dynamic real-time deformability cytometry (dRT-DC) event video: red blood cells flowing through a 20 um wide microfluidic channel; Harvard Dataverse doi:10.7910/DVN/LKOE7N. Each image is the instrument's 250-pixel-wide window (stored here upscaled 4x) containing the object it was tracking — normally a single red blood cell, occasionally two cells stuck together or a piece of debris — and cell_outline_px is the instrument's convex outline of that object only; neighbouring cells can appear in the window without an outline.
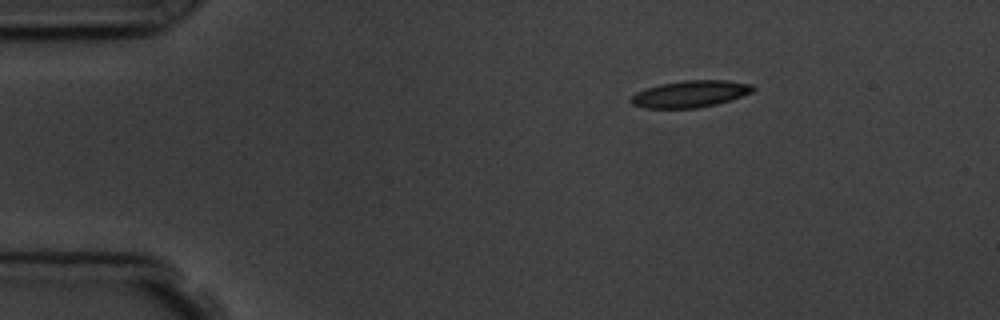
{"species": "common noctule bat (a hibernating species)", "species_latin": "Nyctalus noctula", "temperature_condition": "room temperature", "stored_images_in_passage": 3, "camera_frame_rate_fps": 3000, "um_per_image_px": 0.085, "animal": {"sex": "male", "body_mass_g": 19.5, "forearm_length_mm": 54.6}, "frame": {"image": 1, "passage_image": 1, "time_ms": 0.0, "image_size_px": [1000, 320], "cell_outline_px": [[756, 88], [752, 92], [716, 104], [696, 108], [644, 108], [632, 104], [628, 100], [636, 92], [660, 84], [684, 80], [728, 80], [752, 84]], "centroid_in_image_um": [58.66, 7.98], "position_along_channel_um": 26.3, "area_um2": 18.96}}